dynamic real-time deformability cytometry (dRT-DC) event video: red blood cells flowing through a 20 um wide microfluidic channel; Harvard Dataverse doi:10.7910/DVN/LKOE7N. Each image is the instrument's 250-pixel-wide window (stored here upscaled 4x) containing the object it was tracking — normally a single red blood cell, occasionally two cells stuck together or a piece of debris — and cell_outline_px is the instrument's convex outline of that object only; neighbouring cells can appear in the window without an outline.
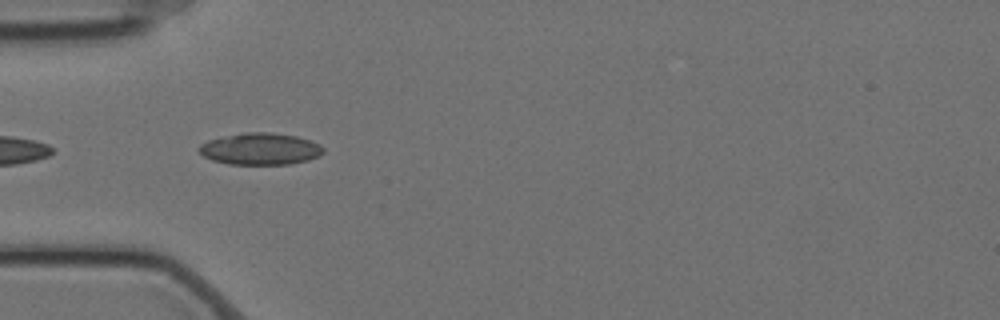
{"species": "Egyptian fruit bat (a non-hibernating species)", "species_latin": "Rousettus aegyptiacus", "temperature_condition": "cold", "stored_images_in_passage": 8, "camera_frame_rate_fps": 3000, "um_per_image_px": 0.085, "animal": {"sex": "female"}, "frame": {"image": 1, "passage_image": 2, "time_ms": 0.333, "image_size_px": [1000, 320], "cell_outline_px": [[324, 152], [320, 156], [308, 160], [292, 164], [228, 164], [212, 160], [204, 156], [196, 148], [200, 144], [208, 140], [244, 132], [272, 132], [296, 136], [320, 144], [324, 148]], "centroid_in_image_um": [22.13, 12.66], "position_along_channel_um": 62.9, "area_um2": 23.12}}
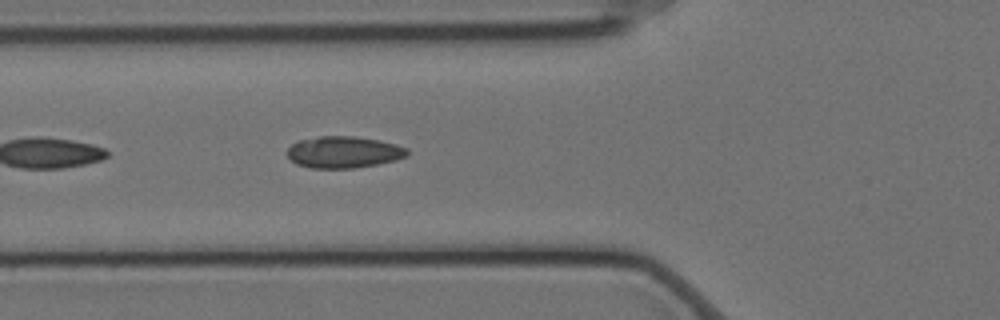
{"frame": {"image": 2, "passage_image": 5, "time_ms": 1.333, "image_size_px": [1000, 320], "cell_outline_px": [[408, 156], [396, 160], [376, 164], [352, 168], [308, 168], [296, 164], [288, 156], [288, 148], [292, 144], [300, 140], [320, 136], [356, 136], [380, 140], [396, 144], [408, 148]], "centroid_in_image_um": [29.23, 12.93], "position_along_channel_um": 96.6, "area_um2": 22.2}}